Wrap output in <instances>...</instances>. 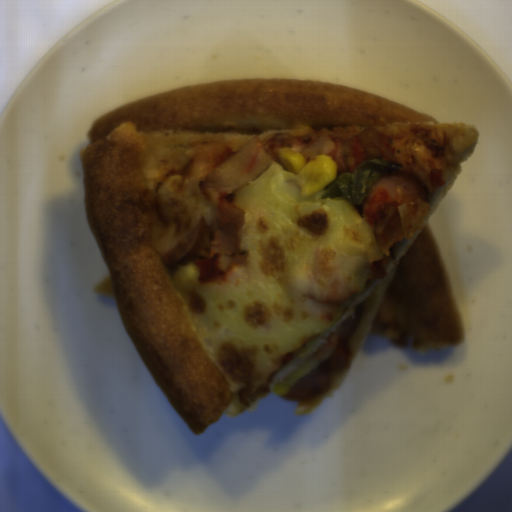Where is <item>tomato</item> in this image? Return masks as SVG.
<instances>
[{
    "mask_svg": "<svg viewBox=\"0 0 512 512\" xmlns=\"http://www.w3.org/2000/svg\"><path fill=\"white\" fill-rule=\"evenodd\" d=\"M219 255H214L206 261H197L193 265L200 267L199 278L197 281L206 284H216L225 278L223 268L218 267Z\"/></svg>",
    "mask_w": 512,
    "mask_h": 512,
    "instance_id": "tomato-1",
    "label": "tomato"
}]
</instances>
